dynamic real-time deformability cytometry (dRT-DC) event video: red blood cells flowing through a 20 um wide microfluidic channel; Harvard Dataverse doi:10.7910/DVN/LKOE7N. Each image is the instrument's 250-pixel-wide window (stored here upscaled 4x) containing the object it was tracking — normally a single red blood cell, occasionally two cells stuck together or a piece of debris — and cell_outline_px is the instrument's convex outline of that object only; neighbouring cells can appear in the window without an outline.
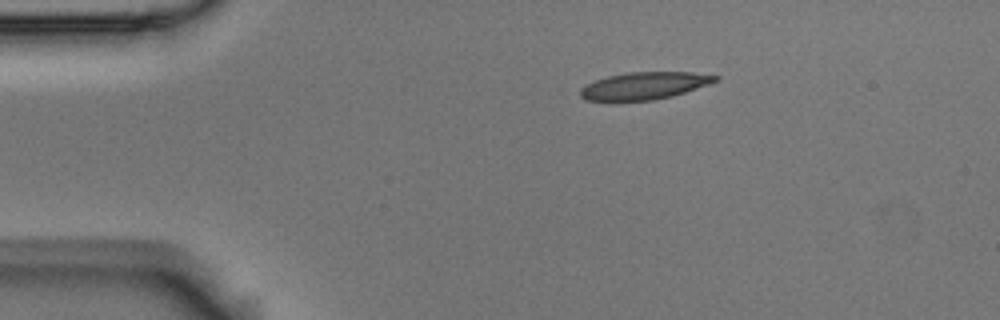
{"species": "Egyptian fruit bat (a non-hibernating species)", "species_latin": "Rousettus aegyptiacus", "temperature_condition": "room temperature", "stored_images_in_passage": 2, "camera_frame_rate_fps": 3000, "um_per_image_px": 0.085, "animal": {"sex": "male"}, "frame": {"image": 1, "passage_image": 1, "time_ms": 0.0, "image_size_px": [1000, 320], "cell_outline_px": [[720, 80], [672, 96], [652, 100], [588, 100], [580, 96], [580, 88], [596, 80], [608, 76], [628, 72], [692, 72], [720, 76]], "centroid_in_image_um": [54.8, 7.27], "position_along_channel_um": 30.2, "area_um2": 21.15}}